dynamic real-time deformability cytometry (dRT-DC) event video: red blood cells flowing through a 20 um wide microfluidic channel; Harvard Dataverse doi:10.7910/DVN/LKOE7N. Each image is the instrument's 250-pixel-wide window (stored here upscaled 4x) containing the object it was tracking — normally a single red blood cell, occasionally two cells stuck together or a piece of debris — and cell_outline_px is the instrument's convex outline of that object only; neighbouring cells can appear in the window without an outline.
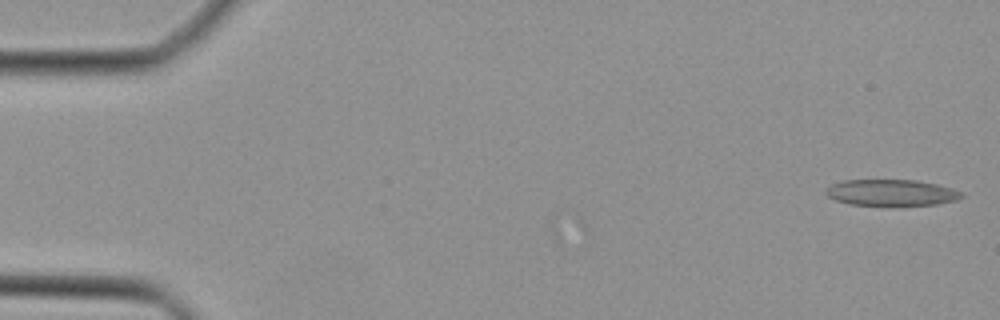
{"species": "Egyptian fruit bat (a non-hibernating species)", "species_latin": "Rousettus aegyptiacus", "temperature_condition": "cold", "stored_images_in_passage": 6, "camera_frame_rate_fps": 3000, "um_per_image_px": 0.085, "animal": {"sex": "female"}, "frame": {"image": 1, "passage_image": 1, "time_ms": 0.0, "image_size_px": [1000, 320], "cell_outline_px": [[964, 196], [956, 200], [936, 204], [852, 204], [836, 200], [828, 196], [824, 192], [832, 184], [844, 180], [916, 180], [936, 184], [952, 188], [960, 192]], "centroid_in_image_um": [75.76, 16.35], "position_along_channel_um": 9.2, "area_um2": 20.17}}